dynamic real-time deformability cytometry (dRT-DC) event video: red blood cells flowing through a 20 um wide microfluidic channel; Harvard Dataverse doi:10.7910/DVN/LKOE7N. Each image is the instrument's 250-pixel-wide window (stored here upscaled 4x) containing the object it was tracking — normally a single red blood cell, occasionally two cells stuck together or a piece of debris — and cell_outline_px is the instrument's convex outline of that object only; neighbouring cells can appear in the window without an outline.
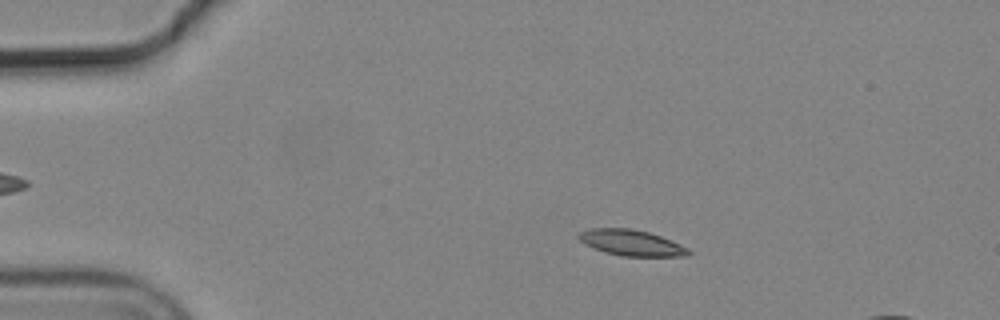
{"species": "common noctule bat (a hibernating species)", "species_latin": "Nyctalus noctula", "temperature_condition": "cold", "stored_images_in_passage": 54, "camera_frame_rate_fps": 3000, "um_per_image_px": 0.085, "animal": {"sex": "male", "body_mass_g": 19.2, "forearm_length_mm": 51.8}, "frame": {"image": 1, "passage_image": 11, "time_ms": 3.333, "image_size_px": [1000, 320], "cell_outline_px": [[692, 252], [688, 256], [624, 256], [604, 252], [584, 244], [576, 236], [580, 232], [592, 228], [628, 228], [648, 232], [660, 236], [680, 244], [688, 248]], "centroid_in_image_um": [53.66, 20.64], "position_along_channel_um": 31.3, "area_um2": 16.47}}
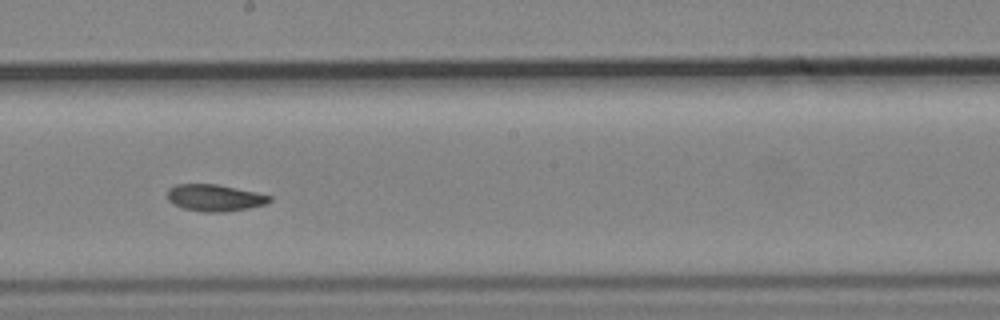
{"frame": {"image": 2, "passage_image": 32, "time_ms": 10.333, "image_size_px": [1000, 320], "cell_outline_px": [[272, 200], [264, 204], [248, 208], [224, 212], [204, 212], [184, 208], [172, 204], [168, 200], [168, 188], [176, 184], [216, 184], [256, 192], [272, 196]], "centroid_in_image_um": [18.23, 16.81], "position_along_channel_um": 230.0, "area_um2": 15.9}}
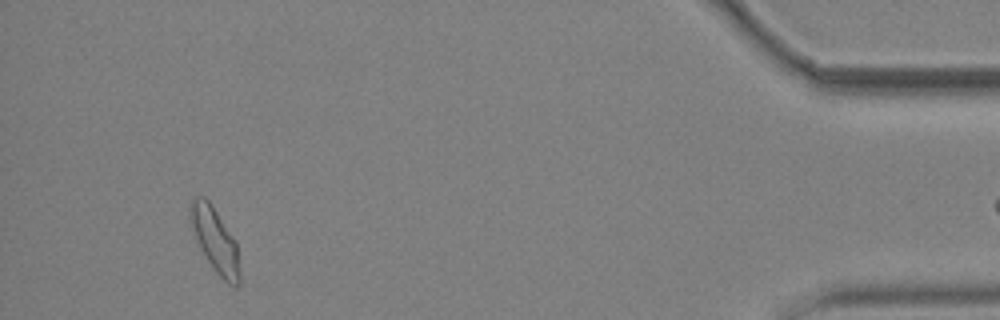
{"frame": {"image": 3, "passage_image": 53, "time_ms": 17.333, "image_size_px": [1000, 320], "cell_outline_px": [[240, 284], [228, 284], [216, 272], [208, 260], [192, 228], [192, 200], [200, 196], [204, 196], [208, 200], [236, 240], [240, 272]], "centroid_in_image_um": [18.35, 20.45], "position_along_channel_um": 416.8, "area_um2": 17.57}}